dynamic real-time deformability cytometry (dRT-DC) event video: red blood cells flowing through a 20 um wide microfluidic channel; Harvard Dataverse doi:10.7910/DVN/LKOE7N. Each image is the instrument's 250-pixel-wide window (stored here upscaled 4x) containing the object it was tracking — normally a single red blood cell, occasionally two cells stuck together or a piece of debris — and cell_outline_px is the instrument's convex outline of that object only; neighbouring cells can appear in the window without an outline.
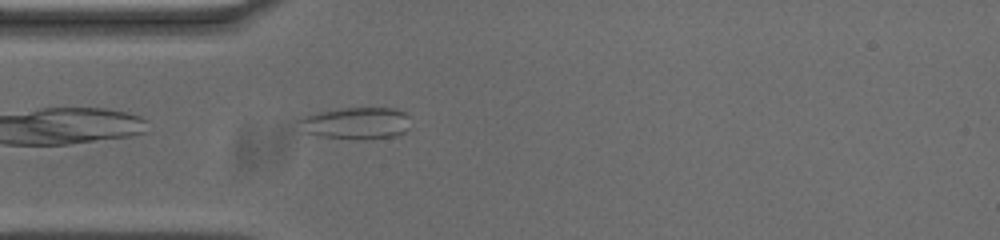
{"species": "common noctule bat (a hibernating species)", "species_latin": "Nyctalus noctula", "temperature_condition": "cold", "stored_images_in_passage": 41, "segment_of_instrument_passage": [1, 2], "camera_frame_rate_fps": 3000, "um_per_image_px": 0.085, "animal": {"sex": "male", "body_mass_g": 20.0, "forearm_length_mm": 53.3}, "frame": {"image": 1, "passage_image": 2, "time_ms": 0.333, "image_size_px": [1000, 240], "cell_outline_px": [[408, 128], [404, 132], [396, 136], [364, 140], [360, 140], [320, 136], [304, 132], [296, 120], [304, 116], [316, 112], [344, 108], [396, 108], [404, 112], [408, 116]], "centroid_in_image_um": [30.25, 10.48], "position_along_channel_um": 54.7, "area_um2": 20.92}}
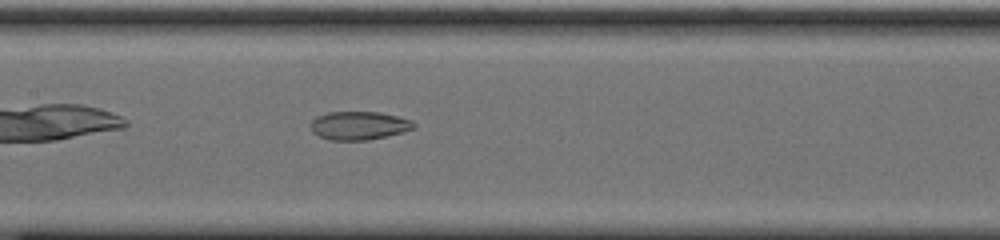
{"frame": {"image": 2, "passage_image": 12, "time_ms": 3.667, "image_size_px": [1000, 240], "cell_outline_px": [[416, 128], [404, 132], [368, 140], [328, 140], [312, 132], [308, 124], [316, 116], [328, 112], [380, 112], [412, 120], [416, 124]], "centroid_in_image_um": [30.5, 10.67], "position_along_channel_um": 176.9, "area_um2": 17.28}}
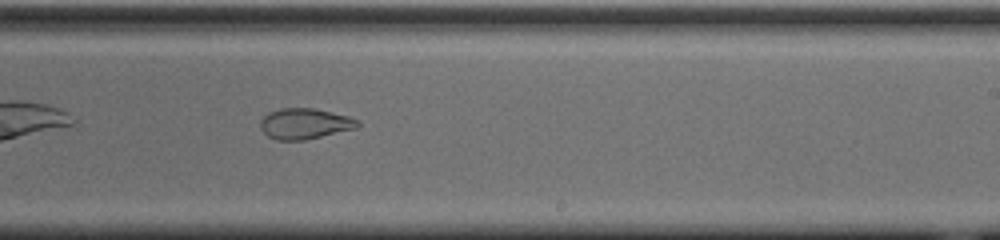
{"frame": {"image": 3, "passage_image": 19, "time_ms": 6.0, "image_size_px": [1000, 240], "cell_outline_px": [[360, 124], [356, 128], [304, 140], [276, 140], [268, 136], [260, 128], [260, 120], [268, 112], [280, 108], [316, 108], [348, 116], [360, 120]], "centroid_in_image_um": [25.89, 10.5], "position_along_channel_um": 263.1, "area_um2": 17.46}}